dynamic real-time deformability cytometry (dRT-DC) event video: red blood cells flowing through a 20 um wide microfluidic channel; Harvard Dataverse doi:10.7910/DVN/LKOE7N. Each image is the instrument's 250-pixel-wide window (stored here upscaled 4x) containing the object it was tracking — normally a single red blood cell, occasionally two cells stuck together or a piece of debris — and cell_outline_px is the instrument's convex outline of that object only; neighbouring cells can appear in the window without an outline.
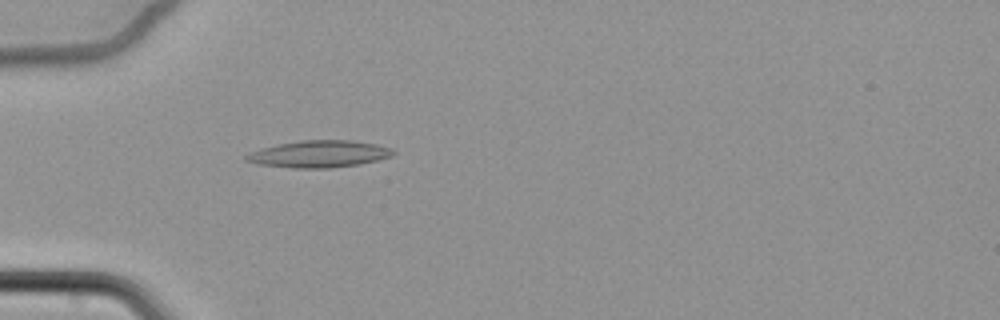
{"species": "common noctule bat (a hibernating species)", "species_latin": "Nyctalus noctula", "temperature_condition": "cold", "stored_images_in_passage": 58, "camera_frame_rate_fps": 3000, "um_per_image_px": 0.085, "animal": {"sex": "female", "body_mass_g": 22.7, "forearm_length_mm": 54.2}, "frame": {"image": 1, "passage_image": 16, "time_ms": 5.0, "image_size_px": [1000, 320], "cell_outline_px": [[392, 152], [388, 156], [376, 160], [356, 164], [320, 168], [304, 168], [264, 164], [248, 160], [248, 156], [264, 148], [280, 144], [308, 140], [344, 140], [372, 144], [388, 148]], "centroid_in_image_um": [27.16, 13.08], "position_along_channel_um": 57.8, "area_um2": 21.33}}
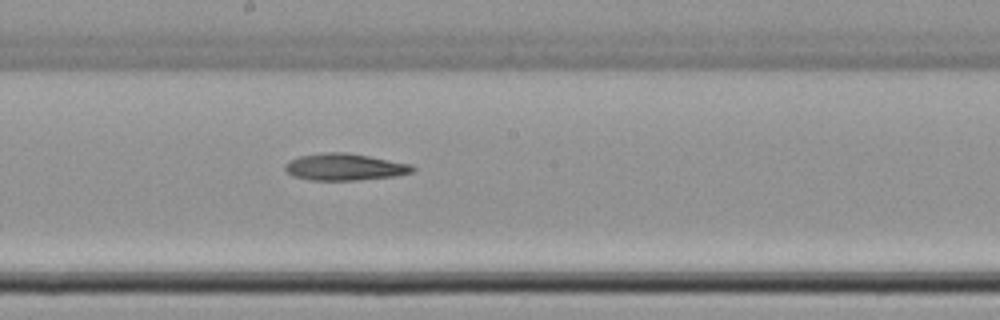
{"frame": {"image": 2, "passage_image": 31, "time_ms": 10.0, "image_size_px": [1000, 320], "cell_outline_px": [[416, 168], [412, 172], [392, 176], [352, 180], [312, 180], [296, 176], [288, 172], [284, 168], [292, 160], [300, 156], [332, 152], [344, 152], [368, 156], [408, 164]], "centroid_in_image_um": [29.31, 14.19], "position_along_channel_um": 218.9, "area_um2": 19.13}}
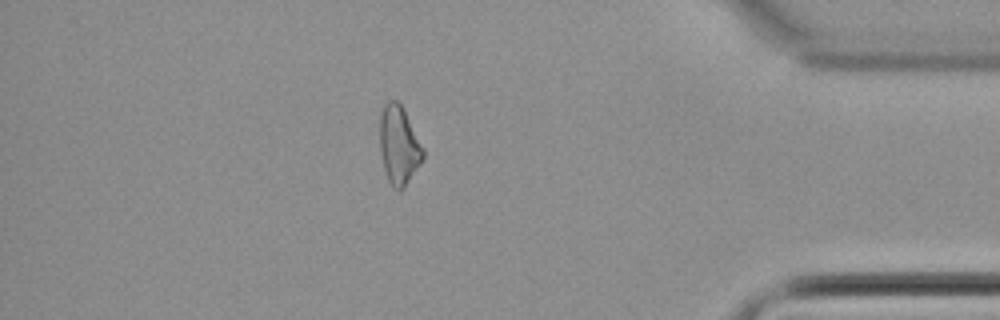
{"frame": {"image": 3, "passage_image": 50, "time_ms": 16.333, "image_size_px": [1000, 320], "cell_outline_px": [[424, 156], [404, 188], [396, 188], [388, 180], [384, 168], [380, 148], [380, 116], [388, 100], [396, 100], [400, 104], [424, 148]], "centroid_in_image_um": [33.9, 12.33], "position_along_channel_um": 401.3, "area_um2": 19.13}, "authors_computed_cell_mechanics": {"area_um2": 19.1318, "velocity_mm_per_s": 3.4132, "shape_relaxation_time_tau1_ms": 8.0158, "shape_relaxation_time_tau2_ms": null, "deformation_change_tau1": 0.1474, "deformation_change_tau2": null}}